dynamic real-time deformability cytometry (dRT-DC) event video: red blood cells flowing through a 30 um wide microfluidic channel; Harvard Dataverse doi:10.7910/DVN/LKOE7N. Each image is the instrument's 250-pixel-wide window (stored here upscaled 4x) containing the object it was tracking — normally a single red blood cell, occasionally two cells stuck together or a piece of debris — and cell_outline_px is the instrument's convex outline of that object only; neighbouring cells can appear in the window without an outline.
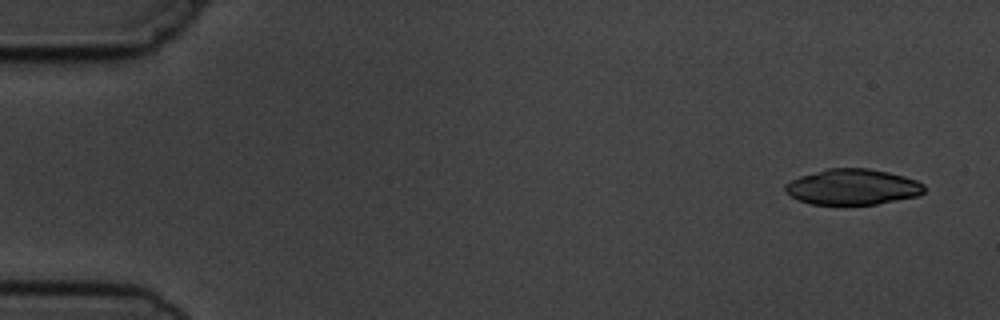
{"species": "common noctule bat (a hibernating species)", "species_latin": "Nyctalus noctula", "temperature_condition": "cold", "stored_images_in_passage": 7, "camera_frame_rate_fps": 3000, "um_per_image_px": 0.085, "animal": {"sex": "male", "body_mass_g": 19.5, "forearm_length_mm": 54.6}, "frame": {"image": 1, "passage_image": 1, "time_ms": 0.0, "image_size_px": [1000, 320], "cell_outline_px": [[924, 192], [916, 196], [876, 204], [812, 204], [800, 200], [784, 192], [784, 184], [800, 176], [828, 168], [868, 168], [888, 172], [904, 176], [916, 180], [924, 184]], "centroid_in_image_um": [72.46, 15.88], "position_along_channel_um": 12.5, "area_um2": 28.73}}